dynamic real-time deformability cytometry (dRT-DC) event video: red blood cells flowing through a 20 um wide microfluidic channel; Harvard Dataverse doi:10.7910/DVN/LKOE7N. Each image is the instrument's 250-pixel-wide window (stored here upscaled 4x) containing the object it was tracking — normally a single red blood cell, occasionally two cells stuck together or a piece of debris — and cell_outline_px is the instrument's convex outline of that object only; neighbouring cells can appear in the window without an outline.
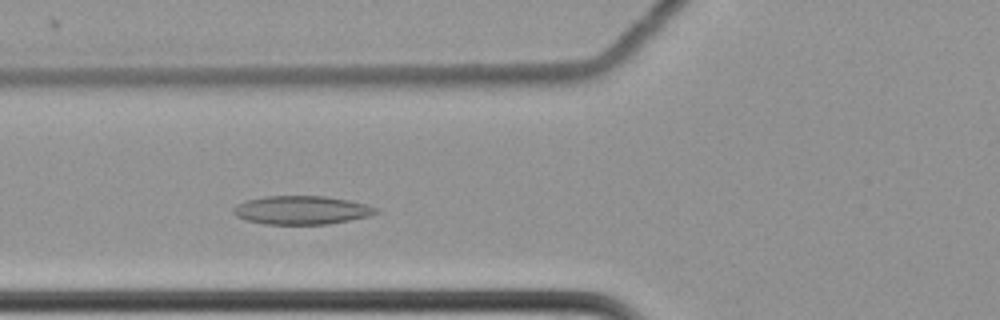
{"species": "common noctule bat (a hibernating species)", "species_latin": "Nyctalus noctula", "temperature_condition": "cold", "stored_images_in_passage": 54, "camera_frame_rate_fps": 3000, "um_per_image_px": 0.085, "animal": {"sex": "female", "body_mass_g": 22.7, "forearm_length_mm": 54.2}, "frame": {"image": 1, "passage_image": 17, "time_ms": 5.333, "image_size_px": [1000, 320], "cell_outline_px": [[380, 212], [368, 216], [328, 224], [264, 224], [244, 220], [236, 216], [232, 212], [232, 208], [236, 204], [248, 200], [264, 196], [324, 196], [348, 200], [368, 204], [380, 208]], "centroid_in_image_um": [25.63, 17.86], "position_along_channel_um": 100.2, "area_um2": 23.87}}
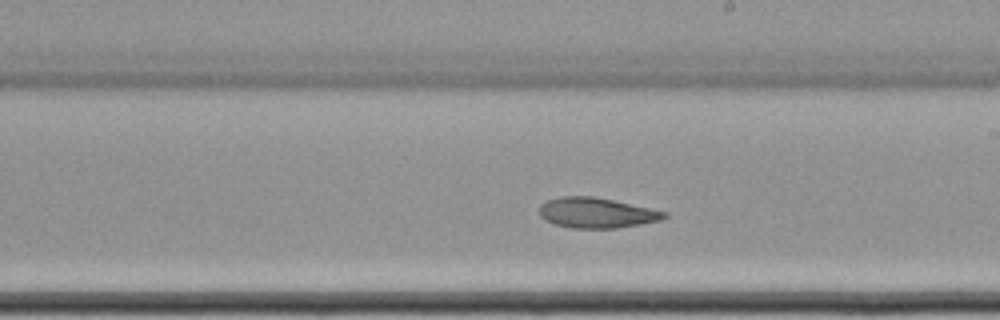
{"frame": {"image": 2, "passage_image": 29, "time_ms": 9.333, "image_size_px": [1000, 320], "cell_outline_px": [[668, 216], [660, 220], [640, 224], [616, 228], [572, 228], [556, 224], [544, 220], [540, 216], [540, 204], [548, 200], [560, 196], [592, 196], [612, 200], [668, 212]], "centroid_in_image_um": [50.69, 18.09], "position_along_channel_um": 238.3, "area_um2": 21.91}}
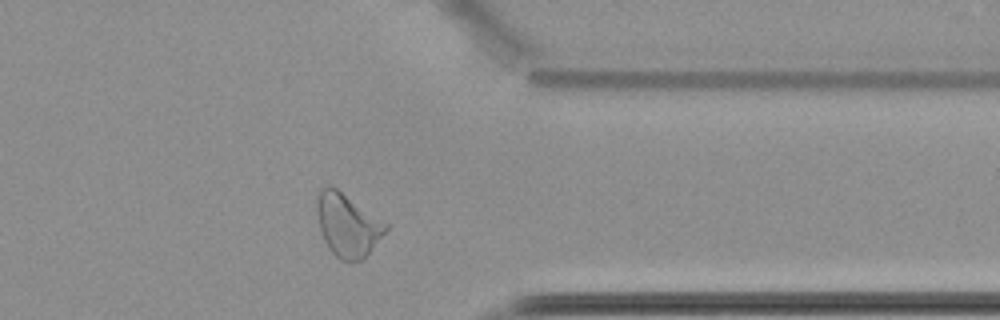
{"frame": {"image": 3, "passage_image": 42, "time_ms": 13.667, "image_size_px": [1000, 320], "cell_outline_px": [[388, 228], [368, 252], [360, 260], [348, 264], [340, 260], [328, 248], [320, 232], [316, 212], [316, 192], [320, 188], [328, 184], [336, 188], [388, 224]], "centroid_in_image_um": [29.47, 19.12], "position_along_channel_um": 381.9, "area_um2": 25.26}, "authors_computed_cell_mechanics": {"area_um2": 25.0274, "velocity_mm_per_s": 3.4558, "shape_relaxation_time_tau1_ms": 9.012, "shape_relaxation_time_tau2_ms": 6.0393, "deformation_change_tau1": 0.1396, "deformation_change_tau2": 0.1121}}